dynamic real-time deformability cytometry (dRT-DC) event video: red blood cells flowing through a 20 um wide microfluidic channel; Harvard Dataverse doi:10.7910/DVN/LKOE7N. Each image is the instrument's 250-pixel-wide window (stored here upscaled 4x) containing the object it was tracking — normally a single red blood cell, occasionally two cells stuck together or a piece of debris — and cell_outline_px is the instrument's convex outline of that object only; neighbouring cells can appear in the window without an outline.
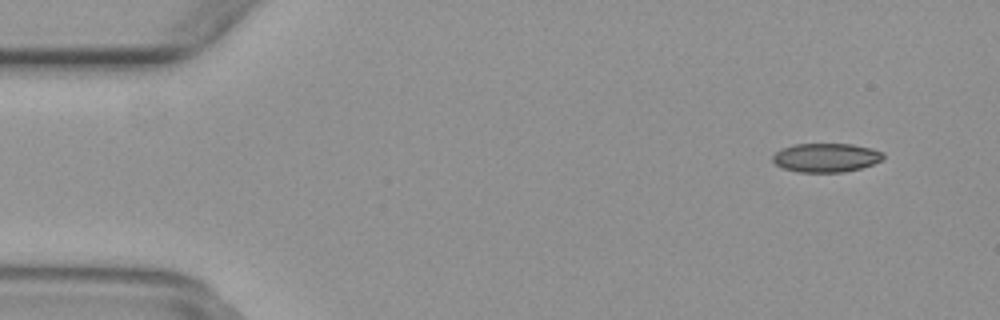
{"species": "common noctule bat (a hibernating species)", "species_latin": "Nyctalus noctula", "temperature_condition": "warm", "stored_images_in_passage": 48, "camera_frame_rate_fps": 3000, "um_per_image_px": 0.085, "animal": {"sex": "female", "body_mass_g": 29.2, "forearm_length_mm": 56.3}, "frame": {"image": 1, "passage_image": 3, "time_ms": 0.667, "image_size_px": [1000, 320], "cell_outline_px": [[884, 156], [880, 160], [872, 164], [860, 168], [844, 172], [796, 172], [784, 168], [776, 164], [772, 160], [772, 156], [780, 148], [796, 144], [852, 144], [872, 148], [884, 152]], "centroid_in_image_um": [70.2, 13.39], "position_along_channel_um": 14.8, "area_um2": 18.61}}
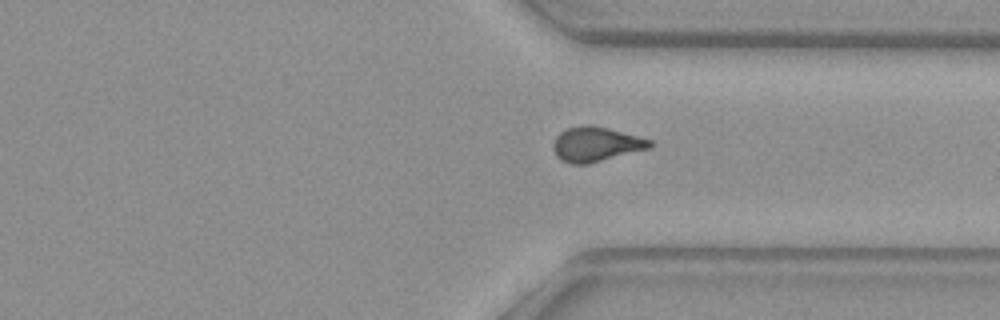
{"frame": {"image": 2, "passage_image": 36, "time_ms": 11.667, "image_size_px": [1000, 320], "cell_outline_px": [[652, 148], [588, 164], [572, 164], [560, 160], [556, 156], [552, 148], [552, 144], [556, 136], [560, 132], [568, 128], [580, 124], [592, 124], [608, 128], [652, 140]], "centroid_in_image_um": [50.64, 12.26], "position_along_channel_um": 360.8, "area_um2": 19.83}}
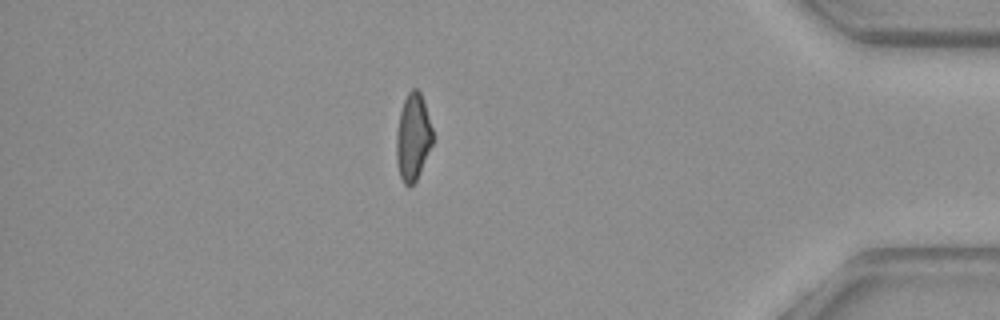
{"frame": {"image": 3, "passage_image": 42, "time_ms": 13.667, "image_size_px": [1000, 320], "cell_outline_px": [[432, 144], [420, 172], [416, 180], [408, 188], [404, 184], [400, 176], [396, 160], [396, 132], [400, 112], [404, 100], [408, 92], [412, 88], [416, 88], [420, 92], [432, 128]], "centroid_in_image_um": [35.08, 11.68], "position_along_channel_um": 400.1, "area_um2": 18.21}}